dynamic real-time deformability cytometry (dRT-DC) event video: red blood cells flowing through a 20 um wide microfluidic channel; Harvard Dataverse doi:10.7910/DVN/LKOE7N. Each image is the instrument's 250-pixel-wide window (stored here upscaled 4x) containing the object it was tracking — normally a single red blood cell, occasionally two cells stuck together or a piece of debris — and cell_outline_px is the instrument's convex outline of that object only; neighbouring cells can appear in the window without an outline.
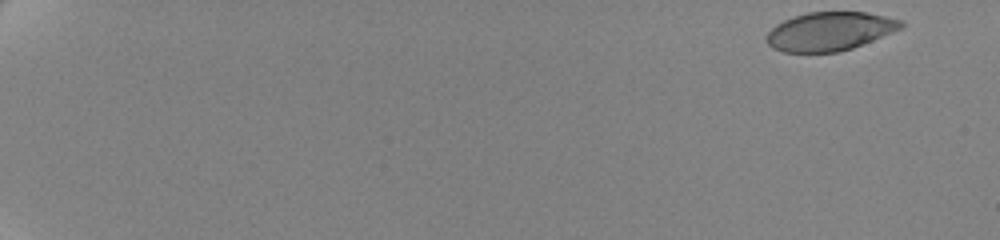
{"species": "human", "species_latin": "Homo sapiens", "temperature_condition": "cold", "stored_images_in_passage": 37, "camera_frame_rate_fps": 3000, "um_per_image_px": 0.085, "donor": {"sex": "female"}, "frame": {"image": 1, "passage_image": 1, "time_ms": 0.0, "image_size_px": [1000, 240], "cell_outline_px": [[904, 28], [852, 48], [836, 52], [784, 52], [772, 48], [768, 44], [768, 32], [776, 24], [792, 16], [808, 12], [864, 12], [904, 20]], "centroid_in_image_um": [70.56, 2.66], "position_along_channel_um": 14.4, "area_um2": 30.23}}
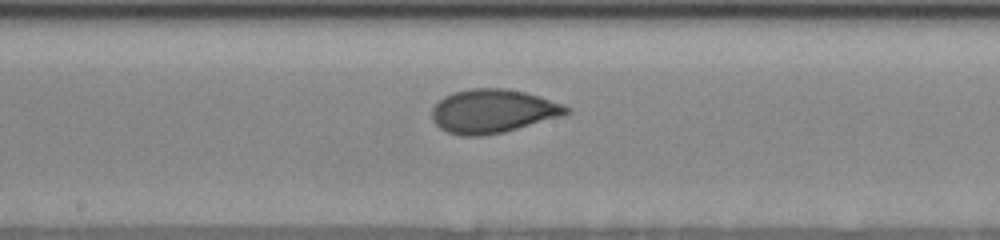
{"frame": {"image": 2, "passage_image": 21, "time_ms": 11.0, "image_size_px": [1000, 240], "cell_outline_px": [[572, 112], [560, 116], [504, 132], [480, 136], [460, 136], [448, 132], [440, 128], [432, 120], [432, 108], [444, 96], [452, 92], [472, 88], [504, 88], [524, 92], [572, 108]], "centroid_in_image_um": [41.85, 9.45], "position_along_channel_um": 206.4, "area_um2": 33.93}}
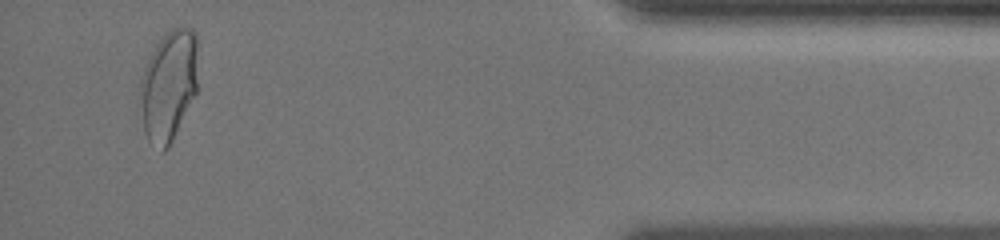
{"frame": {"image": 3, "passage_image": 36, "time_ms": 18.333, "image_size_px": [1000, 240], "cell_outline_px": [[196, 92], [168, 148], [164, 152], [148, 140], [144, 132], [140, 88], [140, 76], [144, 64], [156, 44], [172, 28], [192, 28], [196, 32]], "centroid_in_image_um": [14.31, 7.25], "position_along_channel_um": 420.9, "area_um2": 36.82}, "authors_computed_cell_mechanics": {"area_um2": 33.235, "velocity_mm_per_s": 3.5055, "shape_relaxation_time_tau1_ms": 3.9425, "shape_relaxation_time_tau2_ms": 0.6349, "deformation_change_tau1": 0.1431, "deformation_change_tau2": 0.0565}}